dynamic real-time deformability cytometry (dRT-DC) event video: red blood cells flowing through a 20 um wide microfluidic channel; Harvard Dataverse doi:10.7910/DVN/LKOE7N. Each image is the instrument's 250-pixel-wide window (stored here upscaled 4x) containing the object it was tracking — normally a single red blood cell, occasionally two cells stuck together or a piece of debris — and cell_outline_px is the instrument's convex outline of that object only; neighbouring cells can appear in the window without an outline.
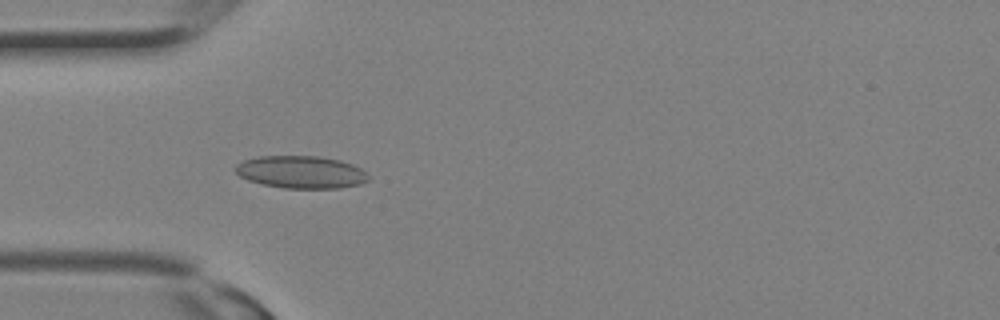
{"species": "Egyptian fruit bat (a non-hibernating species)", "species_latin": "Rousettus aegyptiacus", "temperature_condition": "room temperature", "stored_images_in_passage": 8, "camera_frame_rate_fps": 3000, "um_per_image_px": 0.085, "animal": {"sex": "female"}, "frame": {"image": 1, "passage_image": 6, "time_ms": 1.667, "image_size_px": [1000, 320], "cell_outline_px": [[368, 180], [360, 184], [340, 188], [284, 188], [264, 184], [248, 180], [240, 176], [232, 168], [236, 164], [244, 160], [260, 156], [316, 156], [340, 160], [352, 164], [360, 168], [368, 176]], "centroid_in_image_um": [25.56, 14.62], "position_along_channel_um": 59.4, "area_um2": 25.09}}
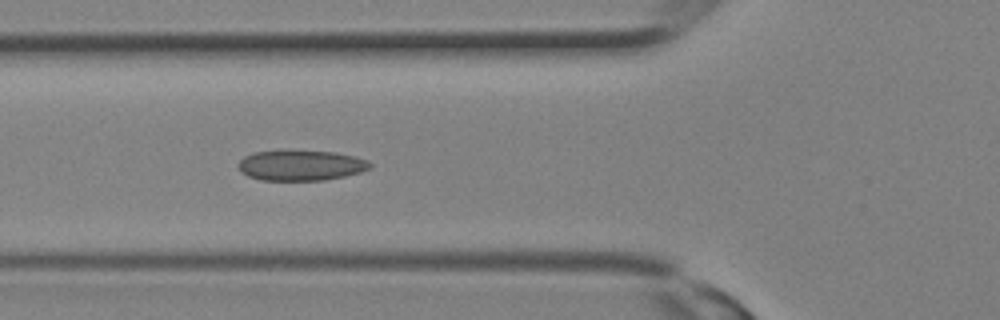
{"frame": {"image": 2, "passage_image": 8, "time_ms": 2.333, "image_size_px": [1000, 320], "cell_outline_px": [[372, 168], [360, 172], [344, 176], [324, 180], [264, 180], [248, 176], [240, 172], [240, 160], [244, 156], [252, 152], [336, 152], [356, 156], [368, 160], [372, 164]], "centroid_in_image_um": [25.63, 14.07], "position_along_channel_um": 100.2, "area_um2": 22.89}}